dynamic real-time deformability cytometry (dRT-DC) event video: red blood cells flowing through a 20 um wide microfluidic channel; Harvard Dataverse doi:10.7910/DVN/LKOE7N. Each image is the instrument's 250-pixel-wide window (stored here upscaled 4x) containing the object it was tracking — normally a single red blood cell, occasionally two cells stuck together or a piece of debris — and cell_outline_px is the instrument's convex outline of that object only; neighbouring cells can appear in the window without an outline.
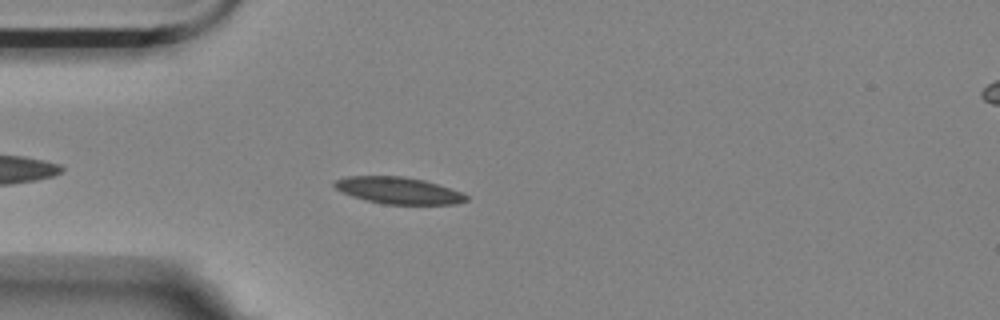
{"species": "Egyptian fruit bat (a non-hibernating species)", "species_latin": "Rousettus aegyptiacus", "temperature_condition": "room temperature", "stored_images_in_passage": 4, "camera_frame_rate_fps": 3000, "um_per_image_px": 0.085, "animal": {"sex": "female"}, "frame": {"image": 1, "passage_image": 4, "time_ms": 4.333, "image_size_px": [1000, 320], "cell_outline_px": [[468, 200], [456, 204], [380, 204], [352, 196], [336, 188], [332, 184], [336, 180], [348, 176], [400, 176], [424, 180], [460, 192], [468, 196]], "centroid_in_image_um": [33.85, 16.2], "position_along_channel_um": 51.1, "area_um2": 20.29}}